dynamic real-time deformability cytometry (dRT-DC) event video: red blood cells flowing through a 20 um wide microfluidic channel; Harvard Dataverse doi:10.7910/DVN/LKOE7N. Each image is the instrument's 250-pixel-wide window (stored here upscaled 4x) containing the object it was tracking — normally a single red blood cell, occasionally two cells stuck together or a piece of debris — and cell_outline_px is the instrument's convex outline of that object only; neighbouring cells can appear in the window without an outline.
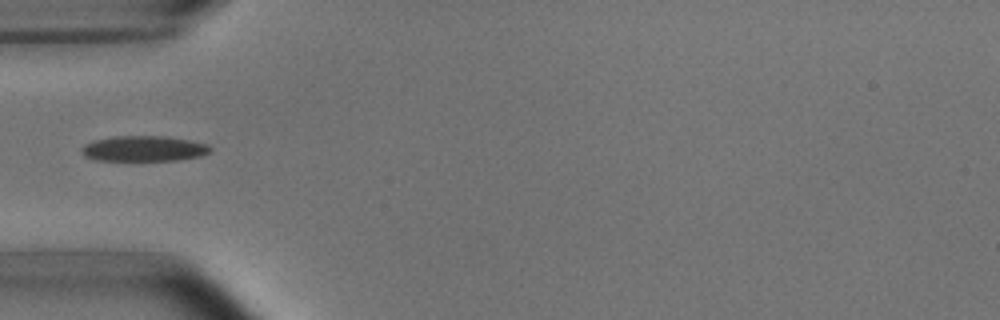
{"species": "common noctule bat (a hibernating species)", "species_latin": "Nyctalus noctula", "temperature_condition": "room temperature", "stored_images_in_passage": 1, "camera_frame_rate_fps": 3000, "um_per_image_px": 0.085, "animal": {"sex": "male", "body_mass_g": 15.6}, "frame": {"image": 1, "passage_image": 1, "time_ms": 0.0, "image_size_px": [1000, 320], "cell_outline_px": [[212, 152], [200, 156], [180, 160], [96, 160], [84, 156], [80, 152], [80, 148], [84, 144], [92, 140], [112, 136], [168, 136], [208, 144], [212, 148]], "centroid_in_image_um": [12.21, 12.62], "position_along_channel_um": 72.8, "area_um2": 19.36}}